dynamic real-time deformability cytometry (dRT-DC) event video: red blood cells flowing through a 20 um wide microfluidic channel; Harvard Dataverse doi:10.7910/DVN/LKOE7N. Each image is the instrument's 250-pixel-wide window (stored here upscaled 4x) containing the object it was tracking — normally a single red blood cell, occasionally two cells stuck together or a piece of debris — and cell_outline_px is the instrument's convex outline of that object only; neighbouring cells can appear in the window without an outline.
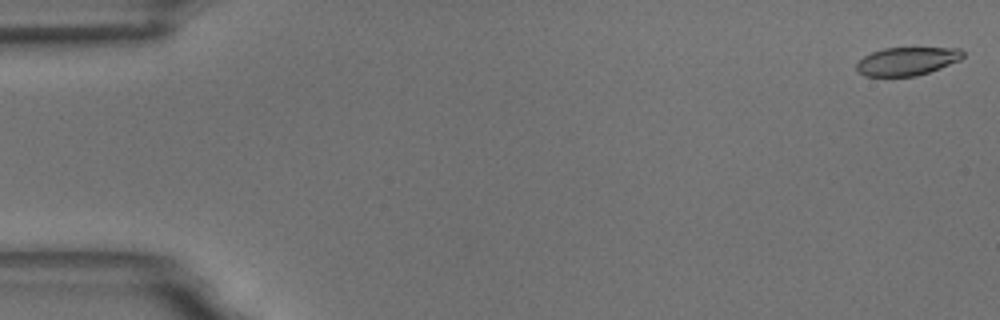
{"species": "common noctule bat (a hibernating species)", "species_latin": "Nyctalus noctula", "temperature_condition": "room temperature", "stored_images_in_passage": 5, "camera_frame_rate_fps": 3000, "um_per_image_px": 0.085, "animal": {"sex": "male", "body_mass_g": 18.8}, "frame": {"image": 1, "passage_image": 1, "time_ms": 0.0, "image_size_px": [1000, 320], "cell_outline_px": [[964, 56], [960, 60], [940, 68], [916, 76], [864, 76], [856, 68], [856, 64], [864, 56], [872, 52], [884, 48], [960, 48], [964, 52]], "centroid_in_image_um": [77.11, 5.2], "position_along_channel_um": 7.9, "area_um2": 17.4}}